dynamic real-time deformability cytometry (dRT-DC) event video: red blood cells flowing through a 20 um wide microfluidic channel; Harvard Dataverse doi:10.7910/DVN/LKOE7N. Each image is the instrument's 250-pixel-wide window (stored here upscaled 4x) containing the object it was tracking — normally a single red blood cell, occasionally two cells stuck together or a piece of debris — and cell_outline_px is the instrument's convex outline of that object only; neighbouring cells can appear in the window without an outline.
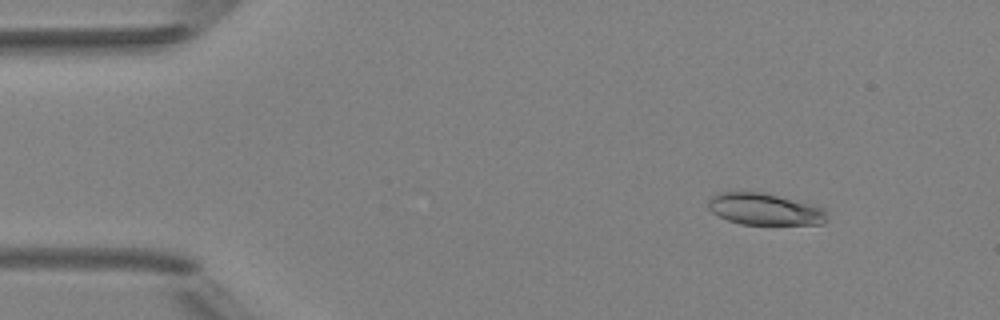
{"species": "Egyptian fruit bat (a non-hibernating species)", "species_latin": "Rousettus aegyptiacus", "temperature_condition": "room temperature", "stored_images_in_passage": 4, "camera_frame_rate_fps": 3000, "um_per_image_px": 0.085, "animal": {"sex": "female"}, "frame": {"image": 1, "passage_image": 2, "time_ms": 1.333, "image_size_px": [1000, 320], "cell_outline_px": [[828, 220], [824, 224], [740, 224], [728, 220], [712, 212], [708, 208], [708, 200], [712, 196], [720, 192], [764, 192], [820, 204], [828, 212]], "centroid_in_image_um": [65.11, 17.76], "position_along_channel_um": 19.9, "area_um2": 22.54}}
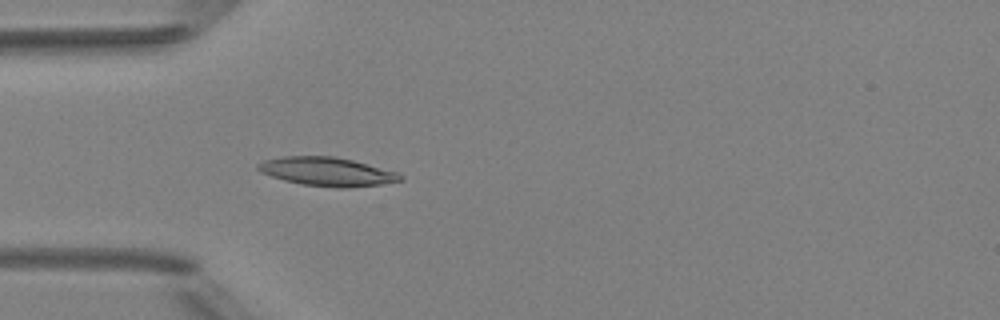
{"frame": {"image": 2, "passage_image": 4, "time_ms": 4.333, "image_size_px": [1000, 320], "cell_outline_px": [[404, 180], [380, 184], [348, 188], [340, 188], [300, 184], [284, 180], [260, 172], [256, 168], [256, 164], [264, 160], [284, 156], [332, 156], [352, 160], [396, 172], [404, 176]], "centroid_in_image_um": [27.78, 14.59], "position_along_channel_um": 57.2, "area_um2": 23.7}}